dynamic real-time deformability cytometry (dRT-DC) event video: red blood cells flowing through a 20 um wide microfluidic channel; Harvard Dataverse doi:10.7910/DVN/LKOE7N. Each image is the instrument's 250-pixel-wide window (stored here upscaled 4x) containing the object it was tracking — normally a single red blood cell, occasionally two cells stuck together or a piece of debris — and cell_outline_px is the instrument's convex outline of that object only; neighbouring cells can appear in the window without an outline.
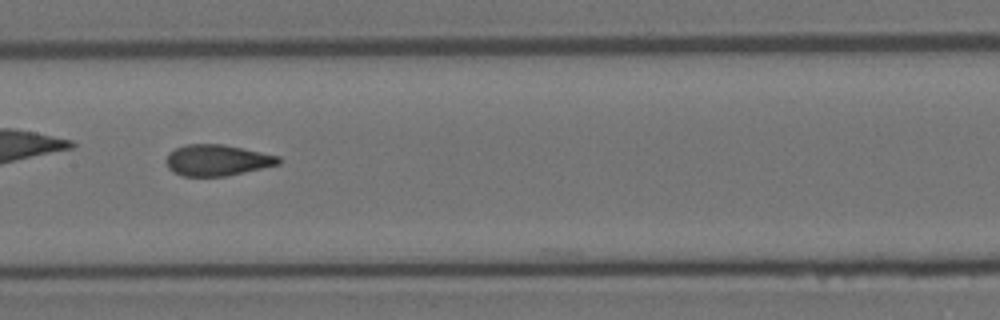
{"species": "Egyptian fruit bat (a non-hibernating species)", "species_latin": "Rousettus aegyptiacus", "temperature_condition": "room temperature", "stored_images_in_passage": 39, "camera_frame_rate_fps": 3000, "um_per_image_px": 0.085, "animal": {"sex": "female"}, "frame": {"image": 1, "passage_image": 12, "time_ms": 3.667, "image_size_px": [1000, 320], "cell_outline_px": [[284, 160], [280, 164], [228, 176], [180, 176], [172, 172], [168, 168], [164, 160], [168, 152], [184, 144], [224, 144], [280, 156]], "centroid_in_image_um": [18.44, 13.62], "position_along_channel_um": 189.0, "area_um2": 20.81}}
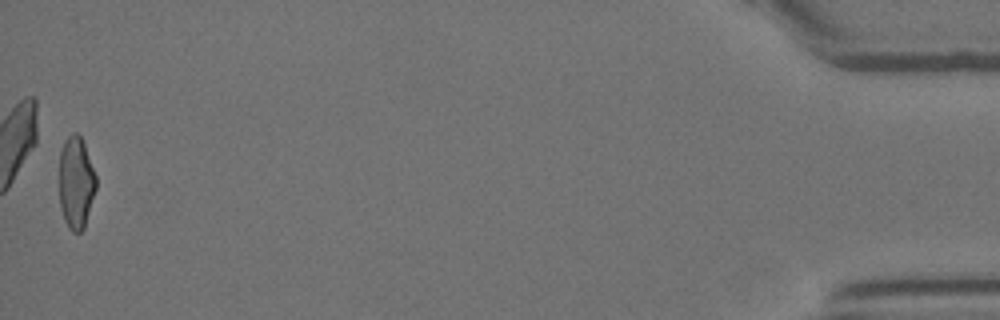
{"frame": {"image": 2, "passage_image": 39, "time_ms": 12.667, "image_size_px": [1000, 320], "cell_outline_px": [[96, 188], [84, 228], [80, 232], [72, 232], [68, 228], [64, 220], [60, 208], [60, 152], [64, 140], [72, 132], [76, 132], [80, 136], [84, 144], [96, 176]], "centroid_in_image_um": [6.45, 15.53], "position_along_channel_um": 428.7, "area_um2": 19.71}, "authors_computed_cell_mechanics": {"area_um2": 20.7502, "velocity_mm_per_s": 3.7126, "shape_relaxation_time_tau1_ms": null, "shape_relaxation_time_tau2_ms": 1.1725, "deformation_change_tau1": null, "deformation_change_tau2": 0.0858}}